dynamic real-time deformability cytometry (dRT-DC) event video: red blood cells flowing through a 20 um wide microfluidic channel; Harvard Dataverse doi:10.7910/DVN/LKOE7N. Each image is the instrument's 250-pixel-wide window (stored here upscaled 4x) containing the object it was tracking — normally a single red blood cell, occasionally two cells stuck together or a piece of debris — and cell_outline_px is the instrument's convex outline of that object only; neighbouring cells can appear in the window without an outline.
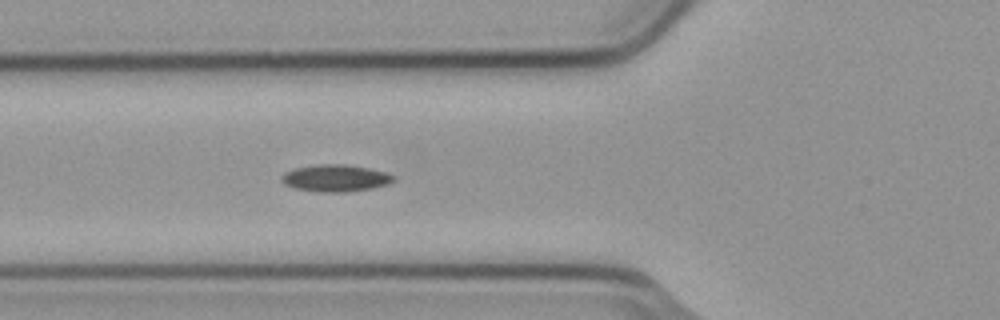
{"species": "common noctule bat (a hibernating species)", "species_latin": "Nyctalus noctula", "temperature_condition": "cold", "stored_images_in_passage": 4, "camera_frame_rate_fps": 3000, "um_per_image_px": 0.085, "animal": {"sex": "male", "body_mass_g": 23.1, "forearm_length_mm": 52.7}, "frame": {"image": 1, "passage_image": 4, "time_ms": 1.0, "image_size_px": [1000, 320], "cell_outline_px": [[396, 180], [388, 184], [372, 188], [348, 192], [320, 192], [296, 188], [284, 184], [280, 180], [280, 176], [284, 172], [296, 168], [320, 164], [344, 164], [368, 168], [388, 172], [396, 176]], "centroid_in_image_um": [28.55, 15.14], "position_along_channel_um": 97.3, "area_um2": 17.74}}